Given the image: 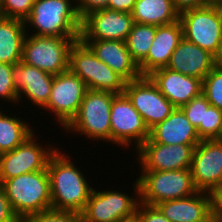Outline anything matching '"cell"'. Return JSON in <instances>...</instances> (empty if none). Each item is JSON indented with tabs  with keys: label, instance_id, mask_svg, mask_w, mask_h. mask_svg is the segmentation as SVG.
Wrapping results in <instances>:
<instances>
[{
	"label": "cell",
	"instance_id": "6da1fadb",
	"mask_svg": "<svg viewBox=\"0 0 222 222\" xmlns=\"http://www.w3.org/2000/svg\"><path fill=\"white\" fill-rule=\"evenodd\" d=\"M51 188V209L81 214L93 190L68 154L56 151L47 164Z\"/></svg>",
	"mask_w": 222,
	"mask_h": 222
},
{
	"label": "cell",
	"instance_id": "7a4b0ae2",
	"mask_svg": "<svg viewBox=\"0 0 222 222\" xmlns=\"http://www.w3.org/2000/svg\"><path fill=\"white\" fill-rule=\"evenodd\" d=\"M75 0H34L25 26L37 29L35 36L80 37L82 19ZM73 3V4H72ZM27 23V24H26Z\"/></svg>",
	"mask_w": 222,
	"mask_h": 222
},
{
	"label": "cell",
	"instance_id": "3957f363",
	"mask_svg": "<svg viewBox=\"0 0 222 222\" xmlns=\"http://www.w3.org/2000/svg\"><path fill=\"white\" fill-rule=\"evenodd\" d=\"M1 185L19 218L51 209V188L47 168L4 180Z\"/></svg>",
	"mask_w": 222,
	"mask_h": 222
},
{
	"label": "cell",
	"instance_id": "277c9868",
	"mask_svg": "<svg viewBox=\"0 0 222 222\" xmlns=\"http://www.w3.org/2000/svg\"><path fill=\"white\" fill-rule=\"evenodd\" d=\"M69 70L77 75L89 90L122 94L126 80L99 60L81 40L74 42L69 53Z\"/></svg>",
	"mask_w": 222,
	"mask_h": 222
},
{
	"label": "cell",
	"instance_id": "5b68a950",
	"mask_svg": "<svg viewBox=\"0 0 222 222\" xmlns=\"http://www.w3.org/2000/svg\"><path fill=\"white\" fill-rule=\"evenodd\" d=\"M116 95L109 91L88 89L77 115L64 128L65 131L85 135L91 140L111 142L110 111Z\"/></svg>",
	"mask_w": 222,
	"mask_h": 222
},
{
	"label": "cell",
	"instance_id": "8992f818",
	"mask_svg": "<svg viewBox=\"0 0 222 222\" xmlns=\"http://www.w3.org/2000/svg\"><path fill=\"white\" fill-rule=\"evenodd\" d=\"M139 175L140 202H160L189 197L198 192L190 168L169 171H142Z\"/></svg>",
	"mask_w": 222,
	"mask_h": 222
},
{
	"label": "cell",
	"instance_id": "52a82bcc",
	"mask_svg": "<svg viewBox=\"0 0 222 222\" xmlns=\"http://www.w3.org/2000/svg\"><path fill=\"white\" fill-rule=\"evenodd\" d=\"M29 36V37H28ZM80 37L35 36L24 38L21 62L57 75L69 69V53Z\"/></svg>",
	"mask_w": 222,
	"mask_h": 222
},
{
	"label": "cell",
	"instance_id": "ba28073f",
	"mask_svg": "<svg viewBox=\"0 0 222 222\" xmlns=\"http://www.w3.org/2000/svg\"><path fill=\"white\" fill-rule=\"evenodd\" d=\"M134 187L137 195L135 197L116 190L96 191L93 188L86 207L80 214V221L133 222L140 203V187L137 178Z\"/></svg>",
	"mask_w": 222,
	"mask_h": 222
},
{
	"label": "cell",
	"instance_id": "9c48e42d",
	"mask_svg": "<svg viewBox=\"0 0 222 222\" xmlns=\"http://www.w3.org/2000/svg\"><path fill=\"white\" fill-rule=\"evenodd\" d=\"M183 38L200 48L217 54L222 42V25L213 5L188 9L179 13Z\"/></svg>",
	"mask_w": 222,
	"mask_h": 222
},
{
	"label": "cell",
	"instance_id": "30bf717a",
	"mask_svg": "<svg viewBox=\"0 0 222 222\" xmlns=\"http://www.w3.org/2000/svg\"><path fill=\"white\" fill-rule=\"evenodd\" d=\"M110 124L112 143L123 145L124 148L131 145L134 140L137 150L150 137V130L142 116L124 93L113 98Z\"/></svg>",
	"mask_w": 222,
	"mask_h": 222
},
{
	"label": "cell",
	"instance_id": "8fae6325",
	"mask_svg": "<svg viewBox=\"0 0 222 222\" xmlns=\"http://www.w3.org/2000/svg\"><path fill=\"white\" fill-rule=\"evenodd\" d=\"M123 93L142 116L149 130L164 121L176 108L148 76L126 82Z\"/></svg>",
	"mask_w": 222,
	"mask_h": 222
},
{
	"label": "cell",
	"instance_id": "7c38bea8",
	"mask_svg": "<svg viewBox=\"0 0 222 222\" xmlns=\"http://www.w3.org/2000/svg\"><path fill=\"white\" fill-rule=\"evenodd\" d=\"M87 90L85 83L68 69L54 75L49 100L42 109L54 112L65 128L77 115Z\"/></svg>",
	"mask_w": 222,
	"mask_h": 222
},
{
	"label": "cell",
	"instance_id": "4fadbf2b",
	"mask_svg": "<svg viewBox=\"0 0 222 222\" xmlns=\"http://www.w3.org/2000/svg\"><path fill=\"white\" fill-rule=\"evenodd\" d=\"M197 144L164 145L148 138L136 151L142 171H169L191 167Z\"/></svg>",
	"mask_w": 222,
	"mask_h": 222
},
{
	"label": "cell",
	"instance_id": "5bb4252c",
	"mask_svg": "<svg viewBox=\"0 0 222 222\" xmlns=\"http://www.w3.org/2000/svg\"><path fill=\"white\" fill-rule=\"evenodd\" d=\"M34 133L13 150L3 153L0 171V184L7 179L40 170H45L54 146L44 148L35 142ZM47 149V150H46Z\"/></svg>",
	"mask_w": 222,
	"mask_h": 222
},
{
	"label": "cell",
	"instance_id": "9a60e30c",
	"mask_svg": "<svg viewBox=\"0 0 222 222\" xmlns=\"http://www.w3.org/2000/svg\"><path fill=\"white\" fill-rule=\"evenodd\" d=\"M191 174L196 189L210 193L222 184V139L201 140L194 148Z\"/></svg>",
	"mask_w": 222,
	"mask_h": 222
},
{
	"label": "cell",
	"instance_id": "2e32d148",
	"mask_svg": "<svg viewBox=\"0 0 222 222\" xmlns=\"http://www.w3.org/2000/svg\"><path fill=\"white\" fill-rule=\"evenodd\" d=\"M133 24L131 13L100 9L82 19L80 39L126 41Z\"/></svg>",
	"mask_w": 222,
	"mask_h": 222
},
{
	"label": "cell",
	"instance_id": "e0dca14e",
	"mask_svg": "<svg viewBox=\"0 0 222 222\" xmlns=\"http://www.w3.org/2000/svg\"><path fill=\"white\" fill-rule=\"evenodd\" d=\"M148 77L176 108H181L202 93L201 79L167 67L153 71Z\"/></svg>",
	"mask_w": 222,
	"mask_h": 222
},
{
	"label": "cell",
	"instance_id": "ac0fdd59",
	"mask_svg": "<svg viewBox=\"0 0 222 222\" xmlns=\"http://www.w3.org/2000/svg\"><path fill=\"white\" fill-rule=\"evenodd\" d=\"M12 76L18 101L25 96L35 106L43 108L47 104L54 75L20 61L12 65Z\"/></svg>",
	"mask_w": 222,
	"mask_h": 222
},
{
	"label": "cell",
	"instance_id": "d6986e66",
	"mask_svg": "<svg viewBox=\"0 0 222 222\" xmlns=\"http://www.w3.org/2000/svg\"><path fill=\"white\" fill-rule=\"evenodd\" d=\"M183 39L180 20L171 24L156 26L155 39L147 57L138 65L142 76L168 66L171 56Z\"/></svg>",
	"mask_w": 222,
	"mask_h": 222
},
{
	"label": "cell",
	"instance_id": "ffe728a7",
	"mask_svg": "<svg viewBox=\"0 0 222 222\" xmlns=\"http://www.w3.org/2000/svg\"><path fill=\"white\" fill-rule=\"evenodd\" d=\"M114 72L127 82L142 77L137 63L131 57L125 41L119 40H82Z\"/></svg>",
	"mask_w": 222,
	"mask_h": 222
},
{
	"label": "cell",
	"instance_id": "44dd1931",
	"mask_svg": "<svg viewBox=\"0 0 222 222\" xmlns=\"http://www.w3.org/2000/svg\"><path fill=\"white\" fill-rule=\"evenodd\" d=\"M215 67V56L182 39L173 52L167 68L203 80Z\"/></svg>",
	"mask_w": 222,
	"mask_h": 222
},
{
	"label": "cell",
	"instance_id": "7402d4cb",
	"mask_svg": "<svg viewBox=\"0 0 222 222\" xmlns=\"http://www.w3.org/2000/svg\"><path fill=\"white\" fill-rule=\"evenodd\" d=\"M149 138L164 145L198 144L201 141L181 108H175L164 121L152 127Z\"/></svg>",
	"mask_w": 222,
	"mask_h": 222
},
{
	"label": "cell",
	"instance_id": "603a6c76",
	"mask_svg": "<svg viewBox=\"0 0 222 222\" xmlns=\"http://www.w3.org/2000/svg\"><path fill=\"white\" fill-rule=\"evenodd\" d=\"M170 222H200L210 214V194L200 192L155 205Z\"/></svg>",
	"mask_w": 222,
	"mask_h": 222
},
{
	"label": "cell",
	"instance_id": "cb8c5ba5",
	"mask_svg": "<svg viewBox=\"0 0 222 222\" xmlns=\"http://www.w3.org/2000/svg\"><path fill=\"white\" fill-rule=\"evenodd\" d=\"M27 27L23 20L0 16V62L10 65L22 58Z\"/></svg>",
	"mask_w": 222,
	"mask_h": 222
},
{
	"label": "cell",
	"instance_id": "d4e9b609",
	"mask_svg": "<svg viewBox=\"0 0 222 222\" xmlns=\"http://www.w3.org/2000/svg\"><path fill=\"white\" fill-rule=\"evenodd\" d=\"M131 15L134 23L167 25L179 20L172 0H136Z\"/></svg>",
	"mask_w": 222,
	"mask_h": 222
},
{
	"label": "cell",
	"instance_id": "484cf974",
	"mask_svg": "<svg viewBox=\"0 0 222 222\" xmlns=\"http://www.w3.org/2000/svg\"><path fill=\"white\" fill-rule=\"evenodd\" d=\"M2 112L0 108V151L6 153L22 144L34 131L21 118Z\"/></svg>",
	"mask_w": 222,
	"mask_h": 222
},
{
	"label": "cell",
	"instance_id": "4316f807",
	"mask_svg": "<svg viewBox=\"0 0 222 222\" xmlns=\"http://www.w3.org/2000/svg\"><path fill=\"white\" fill-rule=\"evenodd\" d=\"M156 26L134 23L126 39L127 49L133 60L139 65L148 55L155 39Z\"/></svg>",
	"mask_w": 222,
	"mask_h": 222
},
{
	"label": "cell",
	"instance_id": "83f0119b",
	"mask_svg": "<svg viewBox=\"0 0 222 222\" xmlns=\"http://www.w3.org/2000/svg\"><path fill=\"white\" fill-rule=\"evenodd\" d=\"M196 130L200 140L222 139V110L210 105Z\"/></svg>",
	"mask_w": 222,
	"mask_h": 222
},
{
	"label": "cell",
	"instance_id": "f1b7e54d",
	"mask_svg": "<svg viewBox=\"0 0 222 222\" xmlns=\"http://www.w3.org/2000/svg\"><path fill=\"white\" fill-rule=\"evenodd\" d=\"M202 94L207 101L222 110V69L214 67L202 80Z\"/></svg>",
	"mask_w": 222,
	"mask_h": 222
},
{
	"label": "cell",
	"instance_id": "f546056e",
	"mask_svg": "<svg viewBox=\"0 0 222 222\" xmlns=\"http://www.w3.org/2000/svg\"><path fill=\"white\" fill-rule=\"evenodd\" d=\"M19 222H81L80 214L73 211L48 209L20 218Z\"/></svg>",
	"mask_w": 222,
	"mask_h": 222
},
{
	"label": "cell",
	"instance_id": "4dcf8cb0",
	"mask_svg": "<svg viewBox=\"0 0 222 222\" xmlns=\"http://www.w3.org/2000/svg\"><path fill=\"white\" fill-rule=\"evenodd\" d=\"M34 0H0V16L25 20L32 11Z\"/></svg>",
	"mask_w": 222,
	"mask_h": 222
},
{
	"label": "cell",
	"instance_id": "1f68e13d",
	"mask_svg": "<svg viewBox=\"0 0 222 222\" xmlns=\"http://www.w3.org/2000/svg\"><path fill=\"white\" fill-rule=\"evenodd\" d=\"M211 104L201 93L198 97L193 98L189 103L181 107L187 119L197 129L200 124H204L205 111Z\"/></svg>",
	"mask_w": 222,
	"mask_h": 222
},
{
	"label": "cell",
	"instance_id": "d6a6232c",
	"mask_svg": "<svg viewBox=\"0 0 222 222\" xmlns=\"http://www.w3.org/2000/svg\"><path fill=\"white\" fill-rule=\"evenodd\" d=\"M12 65L0 62V98L18 102V93L12 79Z\"/></svg>",
	"mask_w": 222,
	"mask_h": 222
},
{
	"label": "cell",
	"instance_id": "836d02e7",
	"mask_svg": "<svg viewBox=\"0 0 222 222\" xmlns=\"http://www.w3.org/2000/svg\"><path fill=\"white\" fill-rule=\"evenodd\" d=\"M133 222H170L156 206L139 203Z\"/></svg>",
	"mask_w": 222,
	"mask_h": 222
},
{
	"label": "cell",
	"instance_id": "e575fe53",
	"mask_svg": "<svg viewBox=\"0 0 222 222\" xmlns=\"http://www.w3.org/2000/svg\"><path fill=\"white\" fill-rule=\"evenodd\" d=\"M110 0H75L76 9L81 19L90 12L105 9L108 7Z\"/></svg>",
	"mask_w": 222,
	"mask_h": 222
},
{
	"label": "cell",
	"instance_id": "d590c367",
	"mask_svg": "<svg viewBox=\"0 0 222 222\" xmlns=\"http://www.w3.org/2000/svg\"><path fill=\"white\" fill-rule=\"evenodd\" d=\"M20 218L15 214L6 196L3 186L0 184V222H19Z\"/></svg>",
	"mask_w": 222,
	"mask_h": 222
},
{
	"label": "cell",
	"instance_id": "8d00e7d4",
	"mask_svg": "<svg viewBox=\"0 0 222 222\" xmlns=\"http://www.w3.org/2000/svg\"><path fill=\"white\" fill-rule=\"evenodd\" d=\"M210 213H222V184L210 193Z\"/></svg>",
	"mask_w": 222,
	"mask_h": 222
},
{
	"label": "cell",
	"instance_id": "74e56055",
	"mask_svg": "<svg viewBox=\"0 0 222 222\" xmlns=\"http://www.w3.org/2000/svg\"><path fill=\"white\" fill-rule=\"evenodd\" d=\"M174 8L179 12L205 6L204 0H172Z\"/></svg>",
	"mask_w": 222,
	"mask_h": 222
},
{
	"label": "cell",
	"instance_id": "f35d334b",
	"mask_svg": "<svg viewBox=\"0 0 222 222\" xmlns=\"http://www.w3.org/2000/svg\"><path fill=\"white\" fill-rule=\"evenodd\" d=\"M136 0H110L107 9L131 13Z\"/></svg>",
	"mask_w": 222,
	"mask_h": 222
},
{
	"label": "cell",
	"instance_id": "ab89813d",
	"mask_svg": "<svg viewBox=\"0 0 222 222\" xmlns=\"http://www.w3.org/2000/svg\"><path fill=\"white\" fill-rule=\"evenodd\" d=\"M215 66L222 69V42L217 54L215 55Z\"/></svg>",
	"mask_w": 222,
	"mask_h": 222
},
{
	"label": "cell",
	"instance_id": "60d3db41",
	"mask_svg": "<svg viewBox=\"0 0 222 222\" xmlns=\"http://www.w3.org/2000/svg\"><path fill=\"white\" fill-rule=\"evenodd\" d=\"M216 9V12L219 16L220 23L222 25V2L216 3L213 5Z\"/></svg>",
	"mask_w": 222,
	"mask_h": 222
},
{
	"label": "cell",
	"instance_id": "b9f144b4",
	"mask_svg": "<svg viewBox=\"0 0 222 222\" xmlns=\"http://www.w3.org/2000/svg\"><path fill=\"white\" fill-rule=\"evenodd\" d=\"M215 222H222V213H210Z\"/></svg>",
	"mask_w": 222,
	"mask_h": 222
},
{
	"label": "cell",
	"instance_id": "7bdbcfd3",
	"mask_svg": "<svg viewBox=\"0 0 222 222\" xmlns=\"http://www.w3.org/2000/svg\"><path fill=\"white\" fill-rule=\"evenodd\" d=\"M222 2V0H204L206 5H214L216 3Z\"/></svg>",
	"mask_w": 222,
	"mask_h": 222
},
{
	"label": "cell",
	"instance_id": "ee69618b",
	"mask_svg": "<svg viewBox=\"0 0 222 222\" xmlns=\"http://www.w3.org/2000/svg\"><path fill=\"white\" fill-rule=\"evenodd\" d=\"M200 222H215L212 215L209 214L206 218H204L202 221Z\"/></svg>",
	"mask_w": 222,
	"mask_h": 222
},
{
	"label": "cell",
	"instance_id": "f6af8a7d",
	"mask_svg": "<svg viewBox=\"0 0 222 222\" xmlns=\"http://www.w3.org/2000/svg\"><path fill=\"white\" fill-rule=\"evenodd\" d=\"M2 156H3V153L0 151V171H1Z\"/></svg>",
	"mask_w": 222,
	"mask_h": 222
}]
</instances>
